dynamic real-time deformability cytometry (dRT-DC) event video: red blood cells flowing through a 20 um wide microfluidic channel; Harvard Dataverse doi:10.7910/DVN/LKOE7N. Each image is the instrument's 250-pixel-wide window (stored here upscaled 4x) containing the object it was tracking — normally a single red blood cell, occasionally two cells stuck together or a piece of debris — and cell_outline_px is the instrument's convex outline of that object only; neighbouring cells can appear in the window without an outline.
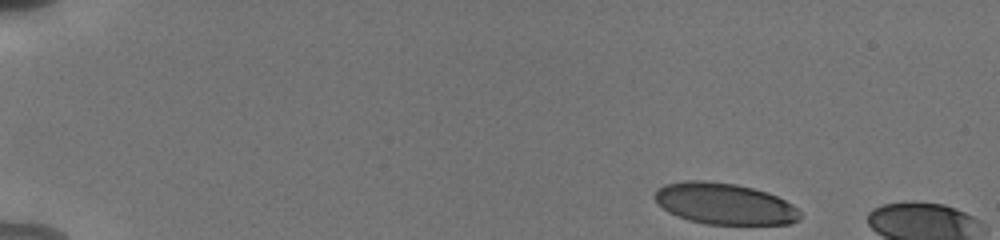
{"species": "human", "species_latin": "Homo sapiens", "temperature_condition": "cold", "stored_images_in_passage": 9, "camera_frame_rate_fps": 3000, "um_per_image_px": 0.085, "donor": {"sex": "male"}, "frame": {"image": 1, "passage_image": 1, "time_ms": 0.0, "image_size_px": [1000, 240], "cell_outline_px": [[800, 220], [788, 224], [704, 224], [688, 220], [668, 212], [656, 200], [656, 188], [664, 184], [684, 180], [704, 180], [736, 184], [768, 192], [792, 204], [800, 212]], "centroid_in_image_um": [61.58, 17.31], "position_along_channel_um": 23.4, "area_um2": 34.97}}